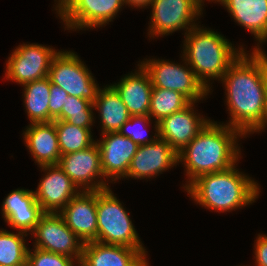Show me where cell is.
Instances as JSON below:
<instances>
[{
	"label": "cell",
	"mask_w": 267,
	"mask_h": 266,
	"mask_svg": "<svg viewBox=\"0 0 267 266\" xmlns=\"http://www.w3.org/2000/svg\"><path fill=\"white\" fill-rule=\"evenodd\" d=\"M25 146L36 165H56L61 153L55 120L52 122L29 123L22 133Z\"/></svg>",
	"instance_id": "7402d4cb"
},
{
	"label": "cell",
	"mask_w": 267,
	"mask_h": 266,
	"mask_svg": "<svg viewBox=\"0 0 267 266\" xmlns=\"http://www.w3.org/2000/svg\"><path fill=\"white\" fill-rule=\"evenodd\" d=\"M30 235L33 247L72 257L80 263L84 243L59 213H44Z\"/></svg>",
	"instance_id": "8fae6325"
},
{
	"label": "cell",
	"mask_w": 267,
	"mask_h": 266,
	"mask_svg": "<svg viewBox=\"0 0 267 266\" xmlns=\"http://www.w3.org/2000/svg\"><path fill=\"white\" fill-rule=\"evenodd\" d=\"M83 242H97V191H81L59 212Z\"/></svg>",
	"instance_id": "e0dca14e"
},
{
	"label": "cell",
	"mask_w": 267,
	"mask_h": 266,
	"mask_svg": "<svg viewBox=\"0 0 267 266\" xmlns=\"http://www.w3.org/2000/svg\"><path fill=\"white\" fill-rule=\"evenodd\" d=\"M180 55L182 64L156 57L138 62L150 75L153 87L178 91L191 102L206 100L210 92L198 80L183 55Z\"/></svg>",
	"instance_id": "ba28073f"
},
{
	"label": "cell",
	"mask_w": 267,
	"mask_h": 266,
	"mask_svg": "<svg viewBox=\"0 0 267 266\" xmlns=\"http://www.w3.org/2000/svg\"><path fill=\"white\" fill-rule=\"evenodd\" d=\"M196 103L199 102H191L184 109L158 122L159 138L166 140L177 153L192 141L211 120L197 112Z\"/></svg>",
	"instance_id": "9a60e30c"
},
{
	"label": "cell",
	"mask_w": 267,
	"mask_h": 266,
	"mask_svg": "<svg viewBox=\"0 0 267 266\" xmlns=\"http://www.w3.org/2000/svg\"><path fill=\"white\" fill-rule=\"evenodd\" d=\"M267 127V92H266V96H265V103H264V111H263V115H262V118H261V121L260 123L249 133V135L246 136L249 137L250 134L252 136V134L254 133H261L262 131L265 132V129Z\"/></svg>",
	"instance_id": "d6a6232c"
},
{
	"label": "cell",
	"mask_w": 267,
	"mask_h": 266,
	"mask_svg": "<svg viewBox=\"0 0 267 266\" xmlns=\"http://www.w3.org/2000/svg\"><path fill=\"white\" fill-rule=\"evenodd\" d=\"M21 87H23V105L29 122H49V77L26 83Z\"/></svg>",
	"instance_id": "cb8c5ba5"
},
{
	"label": "cell",
	"mask_w": 267,
	"mask_h": 266,
	"mask_svg": "<svg viewBox=\"0 0 267 266\" xmlns=\"http://www.w3.org/2000/svg\"><path fill=\"white\" fill-rule=\"evenodd\" d=\"M203 6L200 0H152L146 33L149 40L181 30L185 35L200 23L197 21L203 17Z\"/></svg>",
	"instance_id": "52a82bcc"
},
{
	"label": "cell",
	"mask_w": 267,
	"mask_h": 266,
	"mask_svg": "<svg viewBox=\"0 0 267 266\" xmlns=\"http://www.w3.org/2000/svg\"><path fill=\"white\" fill-rule=\"evenodd\" d=\"M232 43L201 23L184 35L181 53L210 94L214 80L219 83L231 63L245 50V45L234 47Z\"/></svg>",
	"instance_id": "277c9868"
},
{
	"label": "cell",
	"mask_w": 267,
	"mask_h": 266,
	"mask_svg": "<svg viewBox=\"0 0 267 266\" xmlns=\"http://www.w3.org/2000/svg\"><path fill=\"white\" fill-rule=\"evenodd\" d=\"M12 266H30L28 261L26 260L25 262H22L20 264H17V265H12Z\"/></svg>",
	"instance_id": "e575fe53"
},
{
	"label": "cell",
	"mask_w": 267,
	"mask_h": 266,
	"mask_svg": "<svg viewBox=\"0 0 267 266\" xmlns=\"http://www.w3.org/2000/svg\"><path fill=\"white\" fill-rule=\"evenodd\" d=\"M253 245L254 265L267 266V235L258 233Z\"/></svg>",
	"instance_id": "1f68e13d"
},
{
	"label": "cell",
	"mask_w": 267,
	"mask_h": 266,
	"mask_svg": "<svg viewBox=\"0 0 267 266\" xmlns=\"http://www.w3.org/2000/svg\"><path fill=\"white\" fill-rule=\"evenodd\" d=\"M94 111L98 113L100 121V135L109 132H118L125 122L130 118L126 105L120 94L111 83L100 87L97 97L93 102Z\"/></svg>",
	"instance_id": "603a6c76"
},
{
	"label": "cell",
	"mask_w": 267,
	"mask_h": 266,
	"mask_svg": "<svg viewBox=\"0 0 267 266\" xmlns=\"http://www.w3.org/2000/svg\"><path fill=\"white\" fill-rule=\"evenodd\" d=\"M200 1H201L203 4L206 3L205 1H208V2H210V3H212V2L215 3V0H200Z\"/></svg>",
	"instance_id": "d590c367"
},
{
	"label": "cell",
	"mask_w": 267,
	"mask_h": 266,
	"mask_svg": "<svg viewBox=\"0 0 267 266\" xmlns=\"http://www.w3.org/2000/svg\"><path fill=\"white\" fill-rule=\"evenodd\" d=\"M93 110L94 105L88 99L68 95L61 113L54 120L65 121L78 127L93 128L96 120Z\"/></svg>",
	"instance_id": "83f0119b"
},
{
	"label": "cell",
	"mask_w": 267,
	"mask_h": 266,
	"mask_svg": "<svg viewBox=\"0 0 267 266\" xmlns=\"http://www.w3.org/2000/svg\"><path fill=\"white\" fill-rule=\"evenodd\" d=\"M58 51L45 44L20 43L6 60L3 79L21 86L47 77L51 61Z\"/></svg>",
	"instance_id": "30bf717a"
},
{
	"label": "cell",
	"mask_w": 267,
	"mask_h": 266,
	"mask_svg": "<svg viewBox=\"0 0 267 266\" xmlns=\"http://www.w3.org/2000/svg\"><path fill=\"white\" fill-rule=\"evenodd\" d=\"M178 165V154L161 138L140 145L131 160L127 175L123 179L149 180Z\"/></svg>",
	"instance_id": "4fadbf2b"
},
{
	"label": "cell",
	"mask_w": 267,
	"mask_h": 266,
	"mask_svg": "<svg viewBox=\"0 0 267 266\" xmlns=\"http://www.w3.org/2000/svg\"><path fill=\"white\" fill-rule=\"evenodd\" d=\"M137 66L134 72L123 75L119 82L111 85L120 94L131 116H149L152 81L139 62Z\"/></svg>",
	"instance_id": "44dd1931"
},
{
	"label": "cell",
	"mask_w": 267,
	"mask_h": 266,
	"mask_svg": "<svg viewBox=\"0 0 267 266\" xmlns=\"http://www.w3.org/2000/svg\"><path fill=\"white\" fill-rule=\"evenodd\" d=\"M48 77L68 95L86 98L92 103L100 88L86 63L72 50L58 51L51 61Z\"/></svg>",
	"instance_id": "9c48e42d"
},
{
	"label": "cell",
	"mask_w": 267,
	"mask_h": 266,
	"mask_svg": "<svg viewBox=\"0 0 267 266\" xmlns=\"http://www.w3.org/2000/svg\"><path fill=\"white\" fill-rule=\"evenodd\" d=\"M4 222L13 230L30 234L44 214L33 190L18 188L4 198L1 205Z\"/></svg>",
	"instance_id": "ac0fdd59"
},
{
	"label": "cell",
	"mask_w": 267,
	"mask_h": 266,
	"mask_svg": "<svg viewBox=\"0 0 267 266\" xmlns=\"http://www.w3.org/2000/svg\"><path fill=\"white\" fill-rule=\"evenodd\" d=\"M57 165L81 191H100L111 187L103 175L96 142L84 150L61 155Z\"/></svg>",
	"instance_id": "7c38bea8"
},
{
	"label": "cell",
	"mask_w": 267,
	"mask_h": 266,
	"mask_svg": "<svg viewBox=\"0 0 267 266\" xmlns=\"http://www.w3.org/2000/svg\"><path fill=\"white\" fill-rule=\"evenodd\" d=\"M149 125L152 126V129L154 128V132L147 131L146 128H150ZM118 132L130 138L138 146L152 143L159 137L158 122L153 121L149 116H130Z\"/></svg>",
	"instance_id": "f1b7e54d"
},
{
	"label": "cell",
	"mask_w": 267,
	"mask_h": 266,
	"mask_svg": "<svg viewBox=\"0 0 267 266\" xmlns=\"http://www.w3.org/2000/svg\"><path fill=\"white\" fill-rule=\"evenodd\" d=\"M246 138L238 129L212 121L198 133L178 154L187 179L185 189L197 177L207 173L225 171L235 165L241 156L239 139Z\"/></svg>",
	"instance_id": "7a4b0ae2"
},
{
	"label": "cell",
	"mask_w": 267,
	"mask_h": 266,
	"mask_svg": "<svg viewBox=\"0 0 267 266\" xmlns=\"http://www.w3.org/2000/svg\"><path fill=\"white\" fill-rule=\"evenodd\" d=\"M28 234L0 229V266L17 265L27 260Z\"/></svg>",
	"instance_id": "4316f807"
},
{
	"label": "cell",
	"mask_w": 267,
	"mask_h": 266,
	"mask_svg": "<svg viewBox=\"0 0 267 266\" xmlns=\"http://www.w3.org/2000/svg\"><path fill=\"white\" fill-rule=\"evenodd\" d=\"M230 17L254 36L257 42L251 50H263L267 43V0H218Z\"/></svg>",
	"instance_id": "d6986e66"
},
{
	"label": "cell",
	"mask_w": 267,
	"mask_h": 266,
	"mask_svg": "<svg viewBox=\"0 0 267 266\" xmlns=\"http://www.w3.org/2000/svg\"><path fill=\"white\" fill-rule=\"evenodd\" d=\"M125 6L133 7L132 9H146L152 3V0H123Z\"/></svg>",
	"instance_id": "836d02e7"
},
{
	"label": "cell",
	"mask_w": 267,
	"mask_h": 266,
	"mask_svg": "<svg viewBox=\"0 0 267 266\" xmlns=\"http://www.w3.org/2000/svg\"><path fill=\"white\" fill-rule=\"evenodd\" d=\"M249 52V53H248ZM225 106L229 113L226 124L245 137L260 123L267 92V54L263 50H243L220 80Z\"/></svg>",
	"instance_id": "6da1fadb"
},
{
	"label": "cell",
	"mask_w": 267,
	"mask_h": 266,
	"mask_svg": "<svg viewBox=\"0 0 267 266\" xmlns=\"http://www.w3.org/2000/svg\"><path fill=\"white\" fill-rule=\"evenodd\" d=\"M238 163L225 171L200 175L184 191L194 203L219 214L253 204L259 198L260 185L240 171Z\"/></svg>",
	"instance_id": "3957f363"
},
{
	"label": "cell",
	"mask_w": 267,
	"mask_h": 266,
	"mask_svg": "<svg viewBox=\"0 0 267 266\" xmlns=\"http://www.w3.org/2000/svg\"><path fill=\"white\" fill-rule=\"evenodd\" d=\"M27 261L30 266H79V262L72 258L33 247L28 249Z\"/></svg>",
	"instance_id": "f546056e"
},
{
	"label": "cell",
	"mask_w": 267,
	"mask_h": 266,
	"mask_svg": "<svg viewBox=\"0 0 267 266\" xmlns=\"http://www.w3.org/2000/svg\"><path fill=\"white\" fill-rule=\"evenodd\" d=\"M100 136L96 143L100 149L102 172L110 183L115 184L127 175L138 145L119 132H109Z\"/></svg>",
	"instance_id": "2e32d148"
},
{
	"label": "cell",
	"mask_w": 267,
	"mask_h": 266,
	"mask_svg": "<svg viewBox=\"0 0 267 266\" xmlns=\"http://www.w3.org/2000/svg\"><path fill=\"white\" fill-rule=\"evenodd\" d=\"M55 127L61 155L84 150L96 142L92 128L78 127L65 121H55Z\"/></svg>",
	"instance_id": "d4e9b609"
},
{
	"label": "cell",
	"mask_w": 267,
	"mask_h": 266,
	"mask_svg": "<svg viewBox=\"0 0 267 266\" xmlns=\"http://www.w3.org/2000/svg\"><path fill=\"white\" fill-rule=\"evenodd\" d=\"M53 9L65 30L89 31L113 22L125 6L123 0H54ZM110 22V23H109Z\"/></svg>",
	"instance_id": "8992f818"
},
{
	"label": "cell",
	"mask_w": 267,
	"mask_h": 266,
	"mask_svg": "<svg viewBox=\"0 0 267 266\" xmlns=\"http://www.w3.org/2000/svg\"><path fill=\"white\" fill-rule=\"evenodd\" d=\"M190 103L191 101L178 91L153 87L149 117L160 122L164 117L184 109Z\"/></svg>",
	"instance_id": "484cf974"
},
{
	"label": "cell",
	"mask_w": 267,
	"mask_h": 266,
	"mask_svg": "<svg viewBox=\"0 0 267 266\" xmlns=\"http://www.w3.org/2000/svg\"><path fill=\"white\" fill-rule=\"evenodd\" d=\"M67 97V92L59 86L52 84L50 81L49 122L54 121V119L61 113Z\"/></svg>",
	"instance_id": "4dcf8cb0"
},
{
	"label": "cell",
	"mask_w": 267,
	"mask_h": 266,
	"mask_svg": "<svg viewBox=\"0 0 267 266\" xmlns=\"http://www.w3.org/2000/svg\"><path fill=\"white\" fill-rule=\"evenodd\" d=\"M39 168L45 174L34 190L35 198L44 213H59L81 190L57 164Z\"/></svg>",
	"instance_id": "5bb4252c"
},
{
	"label": "cell",
	"mask_w": 267,
	"mask_h": 266,
	"mask_svg": "<svg viewBox=\"0 0 267 266\" xmlns=\"http://www.w3.org/2000/svg\"><path fill=\"white\" fill-rule=\"evenodd\" d=\"M141 250L96 241L84 243L79 266H149Z\"/></svg>",
	"instance_id": "ffe728a7"
},
{
	"label": "cell",
	"mask_w": 267,
	"mask_h": 266,
	"mask_svg": "<svg viewBox=\"0 0 267 266\" xmlns=\"http://www.w3.org/2000/svg\"><path fill=\"white\" fill-rule=\"evenodd\" d=\"M119 200L110 187L97 191V242L139 249L148 257L130 211Z\"/></svg>",
	"instance_id": "5b68a950"
}]
</instances>
